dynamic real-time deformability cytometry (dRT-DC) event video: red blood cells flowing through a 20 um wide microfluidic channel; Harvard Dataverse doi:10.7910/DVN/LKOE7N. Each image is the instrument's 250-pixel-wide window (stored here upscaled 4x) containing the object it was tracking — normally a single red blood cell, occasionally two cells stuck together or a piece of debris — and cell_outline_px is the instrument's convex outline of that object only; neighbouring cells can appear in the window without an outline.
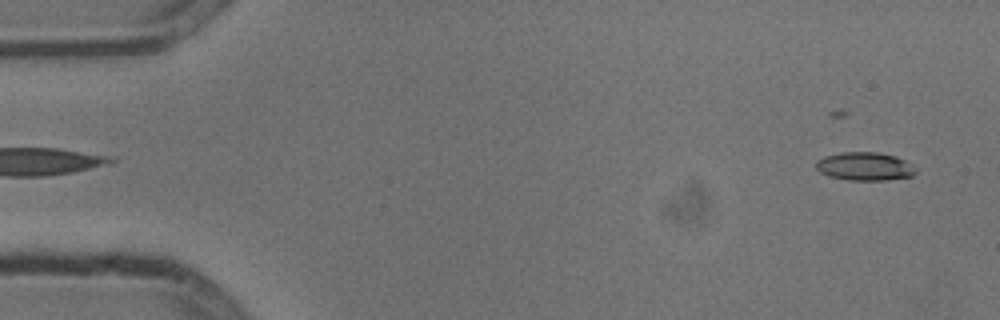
{"species": "common noctule bat (a hibernating species)", "species_latin": "Nyctalus noctula", "temperature_condition": "cold", "stored_images_in_passage": 5, "segment_of_instrument_passage": [2, 2], "camera_frame_rate_fps": 3000, "um_per_image_px": 0.085, "animal": {"sex": "male", "body_mass_g": 13.3}, "frame": {"image": 1, "passage_image": 5, "time_ms": 1.333, "image_size_px": [1000, 320], "cell_outline_px": [[916, 172], [912, 176], [884, 180], [848, 180], [828, 176], [820, 172], [816, 168], [816, 160], [824, 156], [840, 152], [876, 152], [896, 156], [904, 160], [916, 168]], "centroid_in_image_um": [73.48, 14.14], "position_along_channel_um": 11.5, "area_um2": 16.47}}